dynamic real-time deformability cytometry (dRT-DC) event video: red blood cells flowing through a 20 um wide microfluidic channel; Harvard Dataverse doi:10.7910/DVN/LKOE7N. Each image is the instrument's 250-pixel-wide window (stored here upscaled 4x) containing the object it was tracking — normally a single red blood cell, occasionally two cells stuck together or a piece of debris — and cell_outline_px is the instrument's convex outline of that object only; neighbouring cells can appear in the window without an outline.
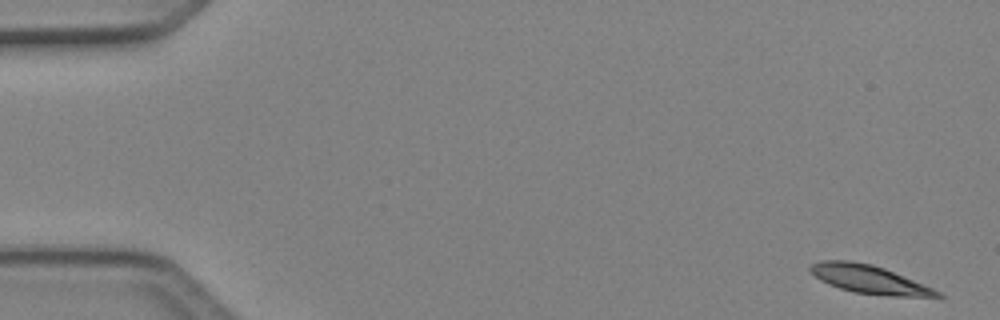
{"species": "Egyptian fruit bat (a non-hibernating species)", "species_latin": "Rousettus aegyptiacus", "temperature_condition": "cold", "stored_images_in_passage": 5, "camera_frame_rate_fps": 3000, "um_per_image_px": 0.085, "animal": {"sex": "female"}, "frame": {"image": 1, "passage_image": 1, "time_ms": 0.0, "image_size_px": [1000, 320], "cell_outline_px": [[944, 296], [888, 296], [852, 292], [828, 284], [820, 280], [808, 268], [812, 264], [820, 260], [848, 260], [872, 264], [884, 268], [932, 288], [940, 292]], "centroid_in_image_um": [73.82, 23.73], "position_along_channel_um": 11.2, "area_um2": 20.63}}